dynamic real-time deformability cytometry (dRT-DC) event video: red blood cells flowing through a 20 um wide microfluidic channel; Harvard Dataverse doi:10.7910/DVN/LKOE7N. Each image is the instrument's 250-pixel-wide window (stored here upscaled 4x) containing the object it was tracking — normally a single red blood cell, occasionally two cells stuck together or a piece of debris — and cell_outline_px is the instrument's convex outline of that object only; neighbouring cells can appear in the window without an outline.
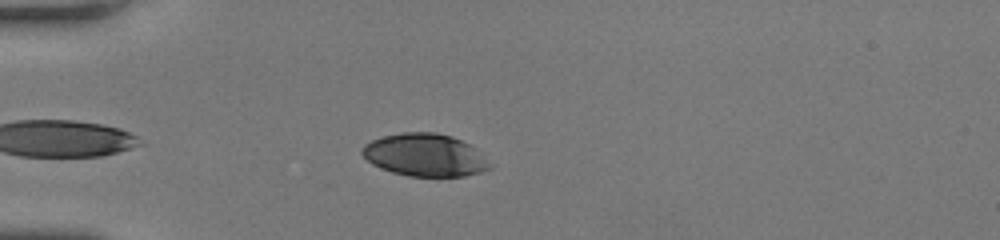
{"species": "human", "species_latin": "Homo sapiens", "temperature_condition": "room temperature", "stored_images_in_passage": 43, "camera_frame_rate_fps": 3000, "um_per_image_px": 0.085, "donor": {"sex": "female"}, "frame": {"image": 1, "passage_image": 8, "time_ms": 2.333, "image_size_px": [1000, 240], "cell_outline_px": [[492, 168], [480, 172], [464, 176], [408, 176], [392, 172], [380, 168], [372, 164], [360, 152], [360, 148], [364, 144], [372, 140], [384, 136], [404, 132], [432, 132], [452, 136], [476, 148], [492, 164]], "centroid_in_image_um": [36.12, 13.18], "position_along_channel_um": 48.9, "area_um2": 31.73}}
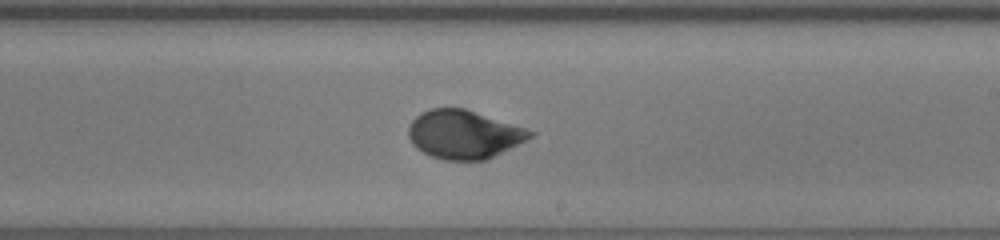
{"frame": {"image": 2, "passage_image": 24, "time_ms": 7.667, "image_size_px": [1000, 240], "cell_outline_px": [[536, 132], [532, 136], [484, 160], [444, 160], [432, 156], [416, 148], [412, 144], [408, 136], [408, 128], [412, 120], [420, 112], [432, 108], [464, 108]], "centroid_in_image_um": [39.35, 11.41], "position_along_channel_um": 249.6, "area_um2": 33.76}}
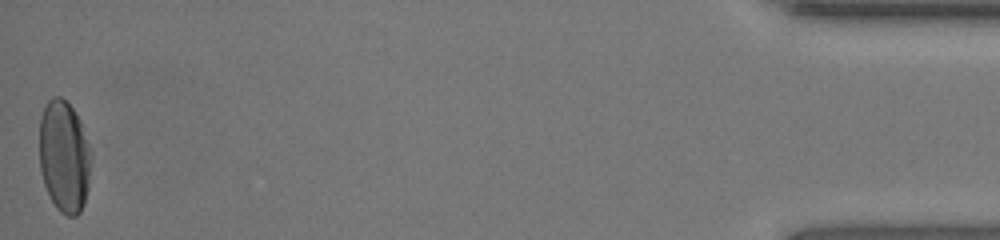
{"frame": {"image": 3, "passage_image": 43, "time_ms": 14.0, "image_size_px": [1000, 240], "cell_outline_px": [[92, 156], [88, 188], [84, 204], [80, 212], [76, 216], [68, 216], [60, 212], [56, 208], [44, 184], [40, 168], [40, 116], [44, 104], [52, 96], [60, 96], [76, 112], [80, 120], [92, 152]], "centroid_in_image_um": [5.47, 13.28], "position_along_channel_um": 429.7, "area_um2": 34.16}, "authors_computed_cell_mechanics": {"area_um2": 33.524, "velocity_mm_per_s": 4.2396, "shape_relaxation_time_tau1_ms": 3.5181, "shape_relaxation_time_tau2_ms": 0.7791, "deformation_change_tau1": 0.1816, "deformation_change_tau2": 0.0453}}